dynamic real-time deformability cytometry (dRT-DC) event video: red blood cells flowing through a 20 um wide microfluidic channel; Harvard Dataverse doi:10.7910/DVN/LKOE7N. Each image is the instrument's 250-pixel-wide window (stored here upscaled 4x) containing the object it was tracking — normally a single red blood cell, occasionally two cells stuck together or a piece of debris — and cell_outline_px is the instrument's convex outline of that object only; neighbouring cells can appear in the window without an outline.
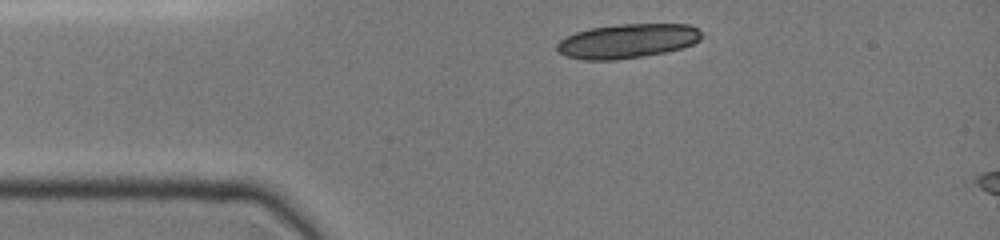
{"species": "common noctule bat (a hibernating species)", "species_latin": "Nyctalus noctula", "temperature_condition": "cold", "stored_images_in_passage": 2, "camera_frame_rate_fps": 3000, "um_per_image_px": 0.085, "animal": {"sex": "female", "body_mass_g": 19.0, "forearm_length_mm": 51.5}, "frame": {"image": 1, "passage_image": 2, "time_ms": 0.667, "image_size_px": [1000, 240], "cell_outline_px": [[700, 40], [692, 44], [668, 52], [644, 56], [616, 60], [584, 60], [568, 56], [560, 52], [556, 48], [556, 44], [560, 40], [576, 32], [592, 28], [620, 24], [688, 24], [696, 28], [700, 32]], "centroid_in_image_um": [53.33, 3.49], "position_along_channel_um": 31.7, "area_um2": 28.73}}